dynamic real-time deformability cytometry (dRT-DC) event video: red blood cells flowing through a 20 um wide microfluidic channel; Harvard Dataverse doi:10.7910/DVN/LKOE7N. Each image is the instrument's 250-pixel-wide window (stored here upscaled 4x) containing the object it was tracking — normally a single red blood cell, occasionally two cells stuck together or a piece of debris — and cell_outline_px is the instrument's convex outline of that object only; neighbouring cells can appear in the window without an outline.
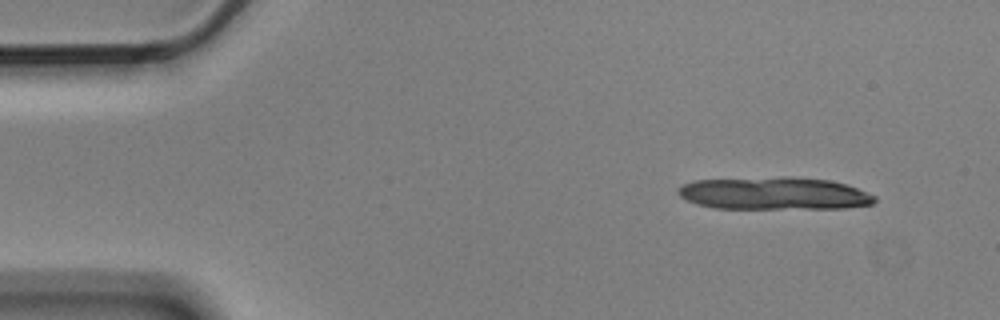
{"species": "Egyptian fruit bat (a non-hibernating species)", "species_latin": "Rousettus aegyptiacus", "temperature_condition": "cold", "stored_images_in_passage": 4, "camera_frame_rate_fps": 3000, "um_per_image_px": 0.085, "animal": {"sex": "male"}, "frame": {"image": 1, "passage_image": 1, "time_ms": 0.0, "image_size_px": [1000, 320], "cell_outline_px": [[876, 200], [872, 204], [848, 208], [716, 208], [696, 204], [680, 196], [676, 192], [676, 188], [680, 184], [696, 180], [780, 176], [792, 176], [828, 180], [844, 184], [856, 188], [876, 196]], "centroid_in_image_um": [65.76, 16.43], "position_along_channel_um": 19.2, "area_um2": 37.51}}